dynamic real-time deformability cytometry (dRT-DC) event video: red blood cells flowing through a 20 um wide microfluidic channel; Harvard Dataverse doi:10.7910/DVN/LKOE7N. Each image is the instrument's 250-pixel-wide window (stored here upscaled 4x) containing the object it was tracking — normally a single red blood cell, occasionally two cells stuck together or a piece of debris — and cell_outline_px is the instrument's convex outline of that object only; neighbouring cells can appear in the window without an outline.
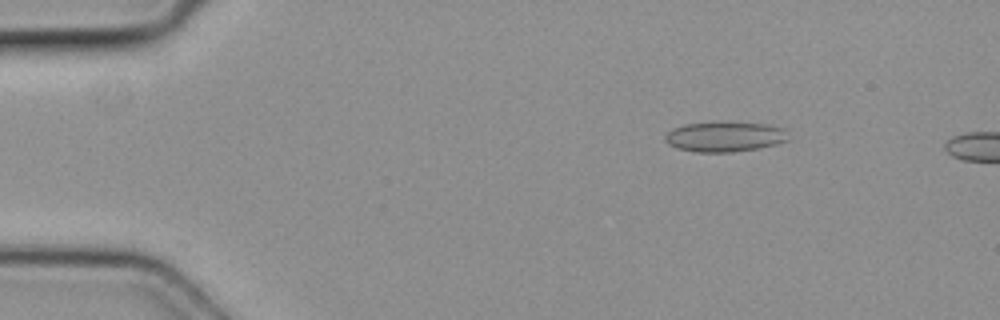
{"species": "common noctule bat (a hibernating species)", "species_latin": "Nyctalus noctula", "temperature_condition": "cold", "stored_images_in_passage": 3, "camera_frame_rate_fps": 3000, "um_per_image_px": 0.085, "animal": {"sex": "female", "body_mass_g": 19.3, "forearm_length_mm": 54.1}, "frame": {"image": 1, "passage_image": 2, "time_ms": 0.333, "image_size_px": [1000, 320], "cell_outline_px": [[792, 140], [760, 148], [732, 152], [696, 152], [676, 148], [668, 144], [664, 140], [664, 136], [672, 128], [684, 124], [768, 124], [784, 128]], "centroid_in_image_um": [61.63, 11.66], "position_along_channel_um": 23.4, "area_um2": 21.27}}